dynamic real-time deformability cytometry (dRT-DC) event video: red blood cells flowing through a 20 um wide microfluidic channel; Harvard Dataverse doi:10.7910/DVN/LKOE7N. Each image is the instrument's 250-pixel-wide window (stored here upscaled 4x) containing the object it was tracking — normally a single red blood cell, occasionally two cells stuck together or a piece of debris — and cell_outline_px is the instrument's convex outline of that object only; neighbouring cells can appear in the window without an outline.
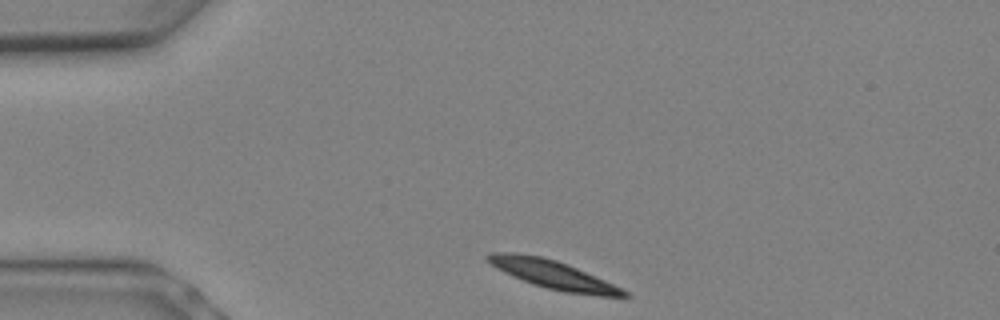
{"species": "Egyptian fruit bat (a non-hibernating species)", "species_latin": "Rousettus aegyptiacus", "temperature_condition": "warm", "stored_images_in_passage": 7, "camera_frame_rate_fps": 3000, "um_per_image_px": 0.085, "animal": {"sex": "female"}, "frame": {"image": 1, "passage_image": 1, "time_ms": 0.0, "image_size_px": [1000, 320], "cell_outline_px": [[632, 296], [600, 296], [564, 292], [532, 284], [512, 276], [496, 268], [484, 260], [484, 256], [488, 252], [516, 252], [540, 256], [556, 260], [568, 264], [604, 280], [628, 292]], "centroid_in_image_um": [46.92, 23.31], "position_along_channel_um": 38.1, "area_um2": 22.54}}
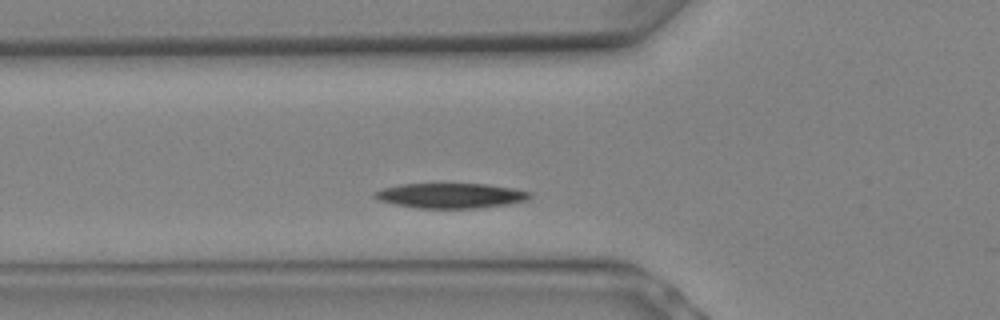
{"frame": {"image": 2, "passage_image": 4, "time_ms": 1.0, "image_size_px": [1000, 320], "cell_outline_px": [[532, 196], [528, 200], [508, 204], [476, 208], [416, 208], [396, 204], [380, 200], [372, 196], [376, 192], [384, 188], [400, 184], [484, 184], [512, 188], [532, 192]], "centroid_in_image_um": [38.35, 16.63], "position_along_channel_um": 87.4, "area_um2": 22.43}}